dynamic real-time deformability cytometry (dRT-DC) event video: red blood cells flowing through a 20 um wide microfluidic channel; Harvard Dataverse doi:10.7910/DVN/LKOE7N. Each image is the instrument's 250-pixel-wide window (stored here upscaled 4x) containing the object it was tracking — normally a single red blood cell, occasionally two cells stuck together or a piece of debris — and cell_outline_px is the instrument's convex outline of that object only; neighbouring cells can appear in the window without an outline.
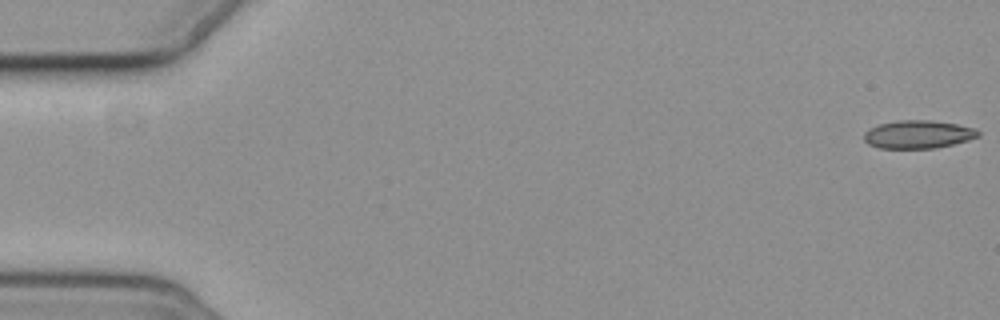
{"species": "common noctule bat (a hibernating species)", "species_latin": "Nyctalus noctula", "temperature_condition": "cold", "stored_images_in_passage": 6, "camera_frame_rate_fps": 3000, "um_per_image_px": 0.085, "animal": {"sex": "female", "body_mass_g": 19.3, "forearm_length_mm": 54.1}, "frame": {"image": 1, "passage_image": 1, "time_ms": 0.0, "image_size_px": [1000, 320], "cell_outline_px": [[980, 136], [968, 140], [936, 148], [880, 148], [868, 144], [864, 140], [864, 132], [868, 128], [880, 124], [896, 120], [932, 120], [956, 124], [976, 128], [980, 132]], "centroid_in_image_um": [78.04, 11.41], "position_along_channel_um": 7.0, "area_um2": 18.79}}
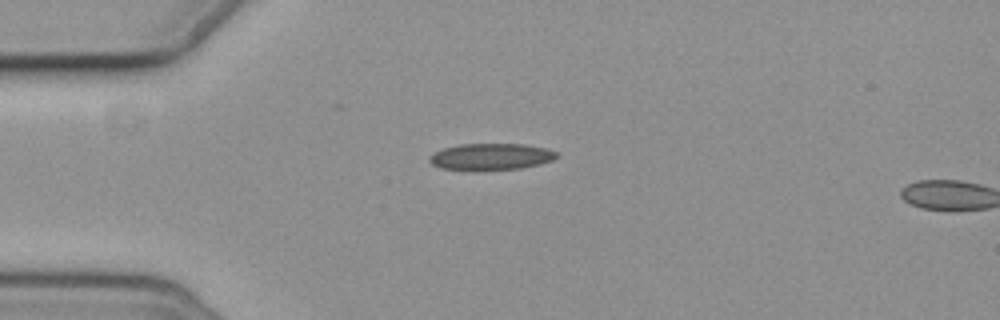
{"frame": {"image": 2, "passage_image": 5, "time_ms": 4.667, "image_size_px": [1000, 320], "cell_outline_px": [[560, 156], [552, 160], [540, 164], [520, 168], [476, 172], [472, 172], [440, 168], [432, 164], [428, 160], [428, 156], [444, 148], [460, 144], [524, 144], [544, 148], [560, 152]], "centroid_in_image_um": [41.72, 13.35], "position_along_channel_um": 43.3, "area_um2": 20.29}}